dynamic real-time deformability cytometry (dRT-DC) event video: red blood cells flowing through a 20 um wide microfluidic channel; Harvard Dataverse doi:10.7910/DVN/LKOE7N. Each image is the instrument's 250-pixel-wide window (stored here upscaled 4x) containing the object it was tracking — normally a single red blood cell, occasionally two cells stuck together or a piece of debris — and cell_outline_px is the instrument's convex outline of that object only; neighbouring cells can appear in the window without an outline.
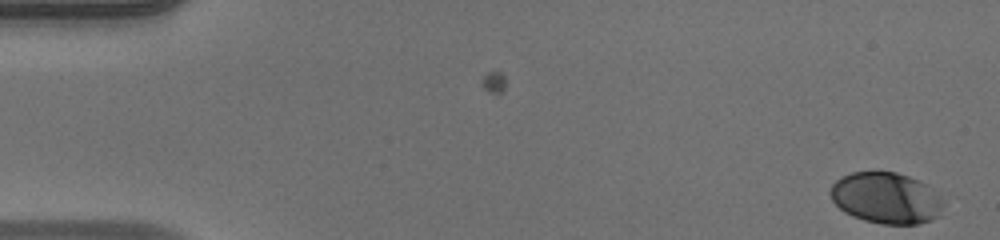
{"species": "human", "species_latin": "Homo sapiens", "temperature_condition": "warm", "stored_images_in_passage": 7, "camera_frame_rate_fps": 3000, "um_per_image_px": 0.085, "donor": {"sex": "male"}, "frame": {"image": 1, "passage_image": 7, "time_ms": 2.0, "image_size_px": [1000, 240], "cell_outline_px": [[944, 204], [940, 216], [932, 220], [920, 224], [880, 224], [864, 220], [852, 216], [844, 212], [832, 200], [832, 184], [836, 180], [852, 172], [896, 172], [908, 176], [928, 184], [944, 200]], "centroid_in_image_um": [75.38, 16.85], "position_along_channel_um": 9.6, "area_um2": 33.87}}